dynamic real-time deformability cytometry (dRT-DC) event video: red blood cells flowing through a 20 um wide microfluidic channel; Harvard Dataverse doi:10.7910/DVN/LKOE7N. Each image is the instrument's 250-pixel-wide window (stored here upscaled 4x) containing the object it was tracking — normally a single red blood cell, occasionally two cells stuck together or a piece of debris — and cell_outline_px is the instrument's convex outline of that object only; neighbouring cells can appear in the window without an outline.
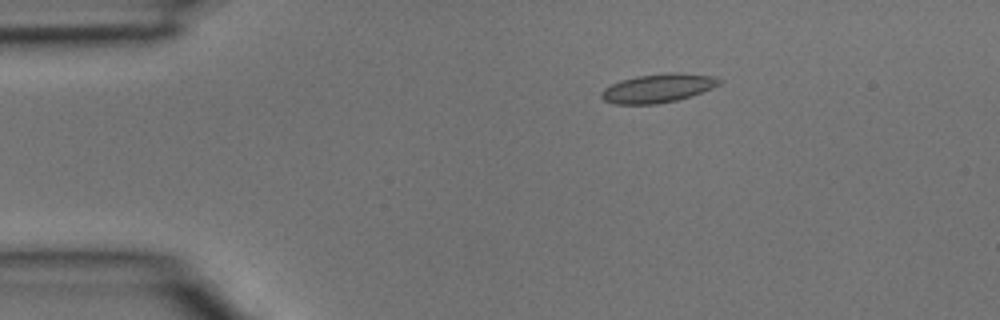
{"species": "common noctule bat (a hibernating species)", "species_latin": "Nyctalus noctula", "temperature_condition": "room temperature", "stored_images_in_passage": 2, "camera_frame_rate_fps": 3000, "um_per_image_px": 0.085, "animal": {"sex": "male", "body_mass_g": 15.6}, "frame": {"image": 1, "passage_image": 1, "time_ms": 0.0, "image_size_px": [1000, 320], "cell_outline_px": [[724, 80], [720, 84], [712, 88], [676, 100], [656, 104], [616, 104], [604, 100], [600, 96], [600, 92], [604, 88], [620, 80], [636, 76], [668, 72], [676, 72], [712, 76]], "centroid_in_image_um": [55.9, 7.48], "position_along_channel_um": 29.1, "area_um2": 19.65}}